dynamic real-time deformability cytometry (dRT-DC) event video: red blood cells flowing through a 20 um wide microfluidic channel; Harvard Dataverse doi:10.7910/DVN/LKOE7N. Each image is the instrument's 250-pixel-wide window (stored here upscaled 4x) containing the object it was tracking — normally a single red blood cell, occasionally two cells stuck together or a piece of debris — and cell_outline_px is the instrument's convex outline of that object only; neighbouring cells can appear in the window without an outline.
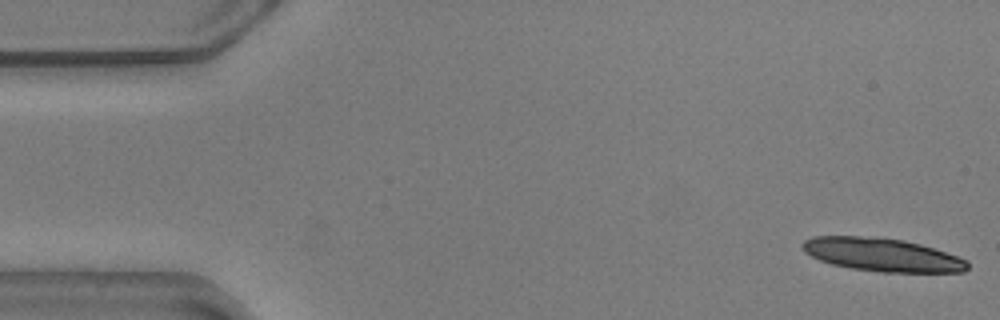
{"species": "common noctule bat (a hibernating species)", "species_latin": "Nyctalus noctula", "temperature_condition": "warm", "stored_images_in_passage": 15, "camera_frame_rate_fps": 3000, "um_per_image_px": 0.085, "animal": {"sex": "male", "body_mass_g": 20.5, "forearm_length_mm": 52.5}, "frame": {"image": 1, "passage_image": 1, "time_ms": 0.0, "image_size_px": [1000, 320], "cell_outline_px": [[968, 268], [964, 272], [880, 272], [852, 268], [832, 264], [820, 260], [804, 252], [800, 244], [804, 240], [812, 236], [876, 236], [904, 240], [920, 244], [968, 260]], "centroid_in_image_um": [74.95, 21.64], "position_along_channel_um": 10.1, "area_um2": 32.02}}